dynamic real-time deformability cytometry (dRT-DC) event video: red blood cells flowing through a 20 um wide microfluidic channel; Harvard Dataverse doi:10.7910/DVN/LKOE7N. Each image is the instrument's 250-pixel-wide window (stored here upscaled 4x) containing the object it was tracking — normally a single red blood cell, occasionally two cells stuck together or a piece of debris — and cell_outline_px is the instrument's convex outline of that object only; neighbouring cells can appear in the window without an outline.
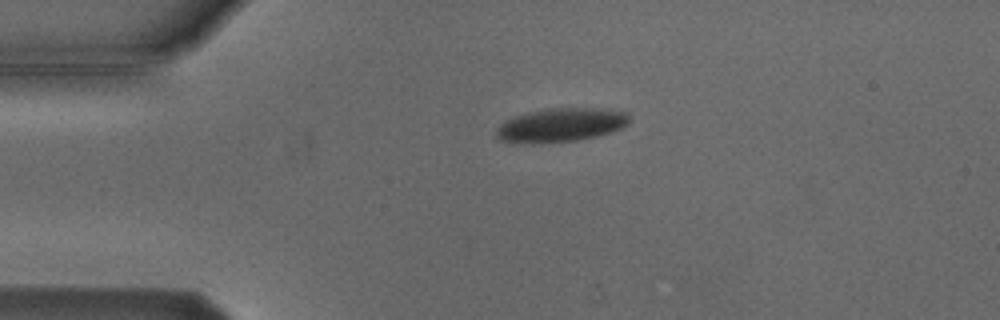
{"species": "Egyptian fruit bat (a non-hibernating species)", "species_latin": "Rousettus aegyptiacus", "temperature_condition": "cold", "stored_images_in_passage": 2, "camera_frame_rate_fps": 3000, "um_per_image_px": 0.085, "animal": {"sex": "male"}, "frame": {"image": 1, "passage_image": 1, "time_ms": 0.0, "image_size_px": [1000, 320], "cell_outline_px": [[628, 124], [624, 128], [612, 132], [596, 136], [576, 140], [532, 144], [500, 140], [496, 136], [496, 128], [504, 120], [512, 116], [544, 108], [608, 108], [628, 112]], "centroid_in_image_um": [47.68, 10.61], "position_along_channel_um": 37.3, "area_um2": 26.59}}